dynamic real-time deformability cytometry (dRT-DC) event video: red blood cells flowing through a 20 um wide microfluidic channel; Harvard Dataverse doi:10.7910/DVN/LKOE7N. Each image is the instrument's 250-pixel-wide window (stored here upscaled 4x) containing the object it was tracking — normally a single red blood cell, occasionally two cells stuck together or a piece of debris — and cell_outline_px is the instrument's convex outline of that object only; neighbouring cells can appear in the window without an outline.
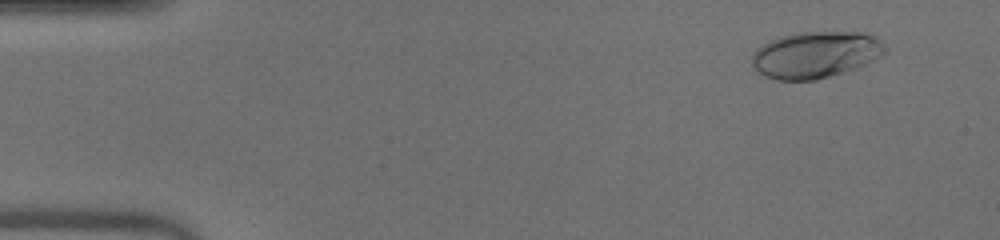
{"species": "human", "species_latin": "Homo sapiens", "temperature_condition": "warm", "stored_images_in_passage": 42, "camera_frame_rate_fps": 3000, "um_per_image_px": 0.085, "donor": {"sex": "male"}, "frame": {"image": 1, "passage_image": 1, "time_ms": 0.0, "image_size_px": [1000, 240], "cell_outline_px": [[888, 52], [856, 68], [816, 80], [776, 80], [764, 76], [756, 72], [752, 64], [752, 56], [756, 48], [780, 36], [796, 32], [864, 32], [876, 36], [888, 48]], "centroid_in_image_um": [69.33, 4.64], "position_along_channel_um": 15.7, "area_um2": 36.36}}
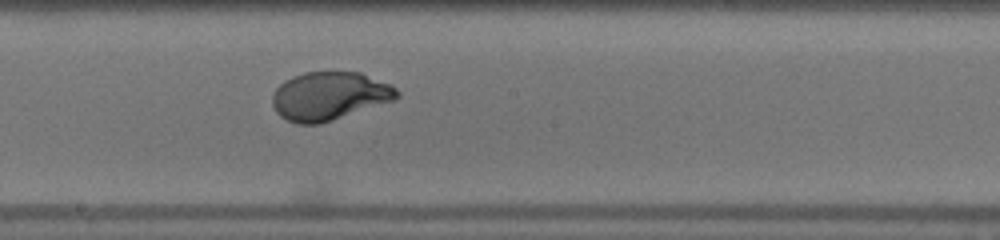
{"frame": {"image": 2, "passage_image": 25, "time_ms": 8.0, "image_size_px": [1000, 240], "cell_outline_px": [[400, 96], [396, 100], [320, 124], [296, 124], [280, 116], [276, 112], [272, 104], [272, 96], [276, 88], [284, 80], [292, 76], [304, 72], [360, 72], [388, 84], [396, 88], [400, 92]], "centroid_in_image_um": [27.99, 8.17], "position_along_channel_um": 220.2, "area_um2": 35.2}}
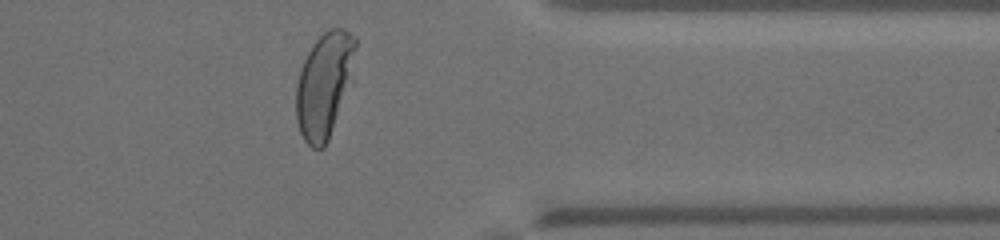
{"frame": {"image": 3, "passage_image": 38, "time_ms": 12.333, "image_size_px": [1000, 240], "cell_outline_px": [[356, 48], [352, 80], [328, 140], [324, 148], [312, 148], [304, 140], [300, 132], [296, 120], [296, 84], [304, 60], [312, 44], [328, 28], [344, 28], [356, 36]], "centroid_in_image_um": [27.57, 7.19], "position_along_channel_um": 383.8, "area_um2": 36.47}, "authors_computed_cell_mechanics": {"area_um2": 34.9979, "velocity_mm_per_s": 4.0327, "shape_relaxation_time_tau1_ms": 2.956, "shape_relaxation_time_tau2_ms": null, "deformation_change_tau1": 0.209, "deformation_change_tau2": null}}